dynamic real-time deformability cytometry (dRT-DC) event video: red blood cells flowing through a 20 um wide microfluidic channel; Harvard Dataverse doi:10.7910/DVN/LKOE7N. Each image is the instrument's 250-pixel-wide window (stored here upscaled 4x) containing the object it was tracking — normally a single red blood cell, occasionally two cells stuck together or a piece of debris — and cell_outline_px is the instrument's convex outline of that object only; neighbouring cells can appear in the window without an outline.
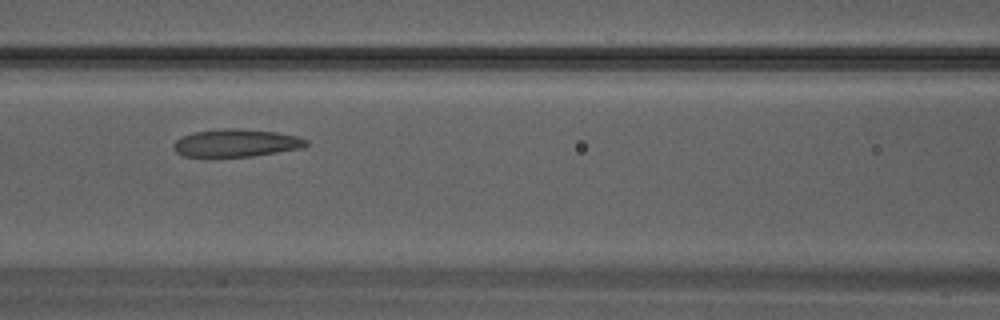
{"species": "Egyptian fruit bat (a non-hibernating species)", "species_latin": "Rousettus aegyptiacus", "temperature_condition": "warm", "stored_images_in_passage": 22, "camera_frame_rate_fps": 3000, "um_per_image_px": 0.085, "animal": {"sex": "male"}, "frame": {"image": 1, "passage_image": 5, "time_ms": 1.333, "image_size_px": [1000, 320], "cell_outline_px": [[308, 144], [304, 148], [252, 156], [184, 156], [176, 152], [172, 148], [172, 144], [180, 136], [192, 132], [224, 128], [236, 128], [276, 132], [296, 136], [308, 140]], "centroid_in_image_um": [20.05, 12.14], "position_along_channel_um": 146.6, "area_um2": 21.44}}
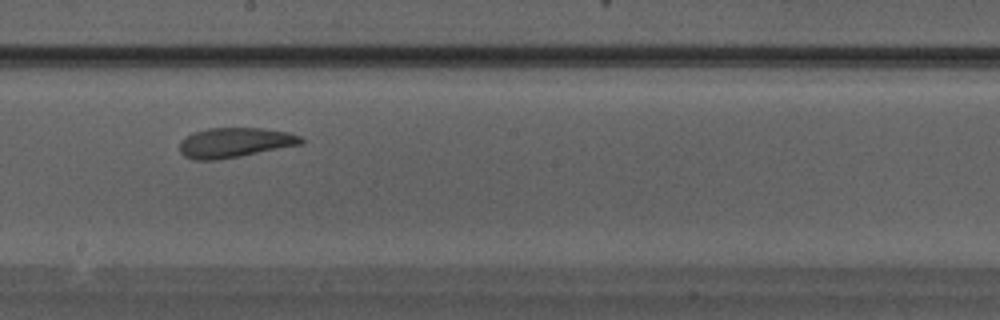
{"frame": {"image": 2, "passage_image": 9, "time_ms": 2.667, "image_size_px": [1000, 320], "cell_outline_px": [[304, 144], [240, 156], [216, 160], [192, 160], [184, 156], [180, 152], [180, 140], [184, 136], [208, 128], [260, 128], [288, 132], [300, 136], [304, 140]], "centroid_in_image_um": [19.95, 12.12], "position_along_channel_um": 228.3, "area_um2": 21.21}}
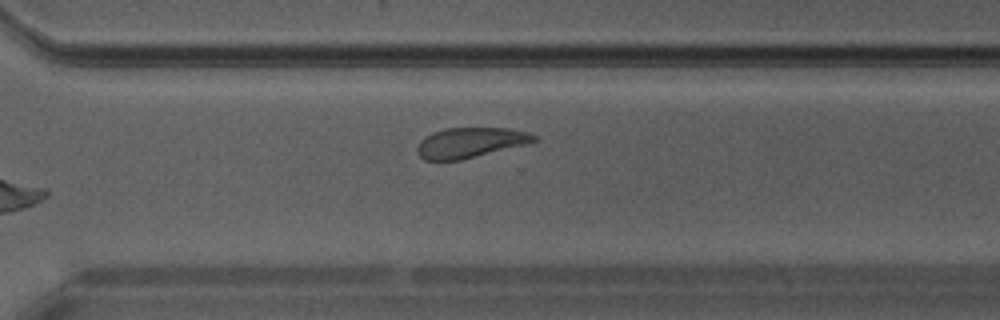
{"frame": {"image": 3, "passage_image": 14, "time_ms": 4.333, "image_size_px": [1000, 320], "cell_outline_px": [[540, 140], [532, 144], [460, 160], [424, 160], [416, 152], [416, 148], [420, 140], [432, 132], [444, 128], [508, 128], [528, 132], [540, 136]], "centroid_in_image_um": [40.06, 12.12], "position_along_channel_um": 330.5, "area_um2": 21.1}}